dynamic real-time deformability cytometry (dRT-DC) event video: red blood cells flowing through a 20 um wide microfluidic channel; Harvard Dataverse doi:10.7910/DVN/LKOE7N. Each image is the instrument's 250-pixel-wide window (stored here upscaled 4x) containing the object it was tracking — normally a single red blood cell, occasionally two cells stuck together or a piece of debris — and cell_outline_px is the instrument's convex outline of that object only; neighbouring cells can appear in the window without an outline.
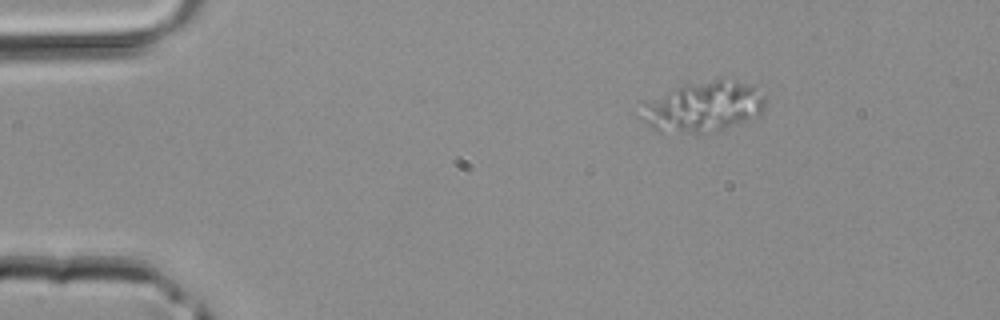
{"species": "common noctule bat (a hibernating species)", "species_latin": "Nyctalus noctula", "temperature_condition": "room temperature", "stored_images_in_passage": 37, "camera_frame_rate_fps": 3000, "um_per_image_px": 0.085, "animal": {"sex": "male", "body_mass_g": 20.4}, "frame": {"image": 1, "passage_image": 1, "time_ms": 0.0, "image_size_px": [1000, 320], "cell_outline_px": [[768, 104], [760, 112], [744, 120], [724, 128], [696, 132], [660, 132], [652, 128], [636, 116], [632, 112], [632, 108], [688, 84], [712, 80], [736, 80], [756, 84], [768, 100]], "centroid_in_image_um": [59.73, 9.06], "position_along_channel_um": 25.3, "area_um2": 36.36}}
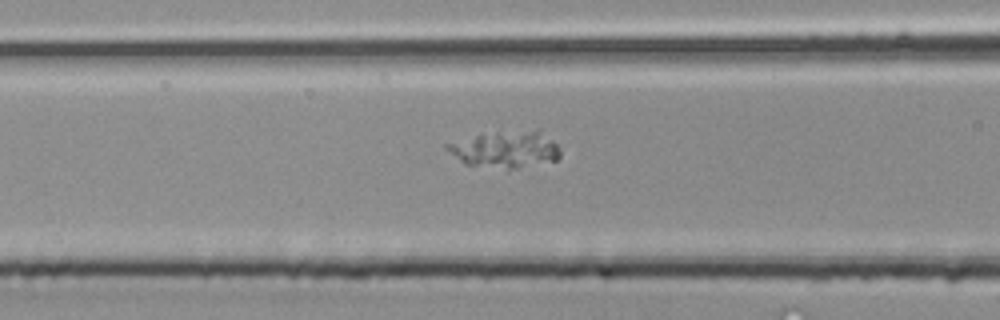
{"frame": {"image": 2, "passage_image": 12, "time_ms": 3.667, "image_size_px": [1000, 320], "cell_outline_px": [[560, 156], [556, 160], [516, 168], [508, 168], [464, 164], [444, 148], [444, 144], [480, 132], [536, 128], [540, 128], [560, 148]], "centroid_in_image_um": [42.95, 12.62], "position_along_channel_um": 123.7, "area_um2": 24.85}}
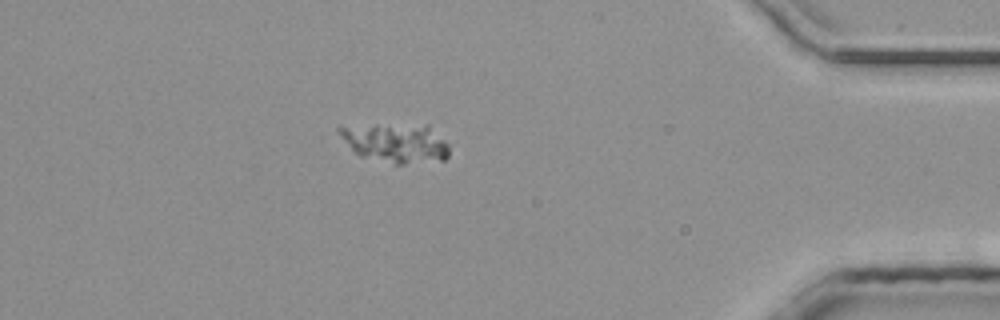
{"frame": {"image": 3, "passage_image": 32, "time_ms": 10.333, "image_size_px": [1000, 320], "cell_outline_px": [[448, 156], [444, 160], [404, 164], [396, 164], [360, 156], [352, 148], [336, 128], [340, 124], [428, 124], [448, 144]], "centroid_in_image_um": [33.63, 12.11], "position_along_channel_um": 401.6, "area_um2": 25.37}}